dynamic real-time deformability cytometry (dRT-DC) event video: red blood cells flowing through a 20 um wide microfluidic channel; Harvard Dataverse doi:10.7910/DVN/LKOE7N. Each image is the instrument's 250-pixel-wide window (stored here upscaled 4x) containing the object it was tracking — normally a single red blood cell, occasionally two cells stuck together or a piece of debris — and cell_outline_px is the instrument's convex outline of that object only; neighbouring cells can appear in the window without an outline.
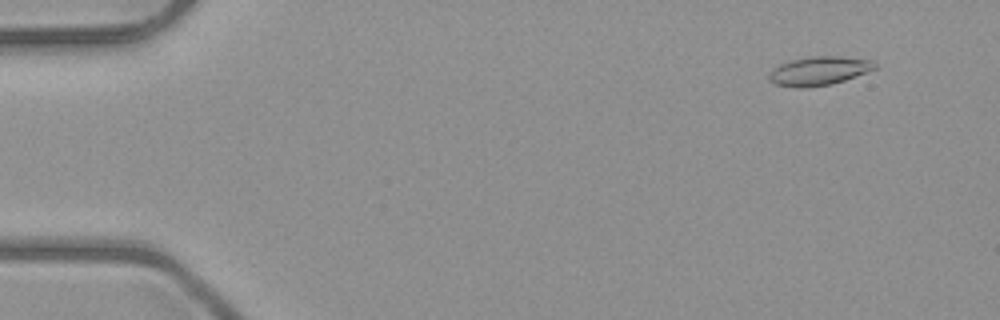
{"species": "common noctule bat (a hibernating species)", "species_latin": "Nyctalus noctula", "temperature_condition": "room temperature", "stored_images_in_passage": 16, "camera_frame_rate_fps": 3000, "um_per_image_px": 0.085, "animal": {"sex": "male", "body_mass_g": 23.1, "forearm_length_mm": 52.7}, "frame": {"image": 1, "passage_image": 5, "time_ms": 1.333, "image_size_px": [1000, 320], "cell_outline_px": [[876, 68], [844, 80], [832, 84], [804, 88], [796, 88], [776, 84], [768, 80], [768, 76], [780, 64], [792, 60], [812, 56], [840, 56], [872, 60], [876, 64]], "centroid_in_image_um": [69.61, 6.03], "position_along_channel_um": 15.4, "area_um2": 17.51}}